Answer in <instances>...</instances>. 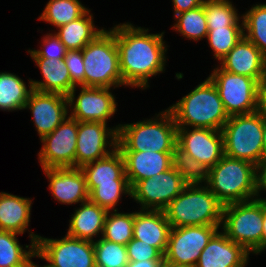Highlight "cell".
<instances>
[{
    "label": "cell",
    "instance_id": "cell-1",
    "mask_svg": "<svg viewBox=\"0 0 266 267\" xmlns=\"http://www.w3.org/2000/svg\"><path fill=\"white\" fill-rule=\"evenodd\" d=\"M119 50L120 72L126 85L146 87L148 77L163 71L164 43L162 34H147V30L131 24L113 30Z\"/></svg>",
    "mask_w": 266,
    "mask_h": 267
},
{
    "label": "cell",
    "instance_id": "cell-2",
    "mask_svg": "<svg viewBox=\"0 0 266 267\" xmlns=\"http://www.w3.org/2000/svg\"><path fill=\"white\" fill-rule=\"evenodd\" d=\"M161 114L164 121H143L111 130L114 148L120 151L174 152L177 147V126L170 110ZM166 119V120H165Z\"/></svg>",
    "mask_w": 266,
    "mask_h": 267
},
{
    "label": "cell",
    "instance_id": "cell-3",
    "mask_svg": "<svg viewBox=\"0 0 266 267\" xmlns=\"http://www.w3.org/2000/svg\"><path fill=\"white\" fill-rule=\"evenodd\" d=\"M169 110L177 127L192 125L195 128L221 131L229 118L218 89L210 78L170 107Z\"/></svg>",
    "mask_w": 266,
    "mask_h": 267
},
{
    "label": "cell",
    "instance_id": "cell-4",
    "mask_svg": "<svg viewBox=\"0 0 266 267\" xmlns=\"http://www.w3.org/2000/svg\"><path fill=\"white\" fill-rule=\"evenodd\" d=\"M195 186L187 184L163 210L171 227L219 226L222 222L224 205L208 187Z\"/></svg>",
    "mask_w": 266,
    "mask_h": 267
},
{
    "label": "cell",
    "instance_id": "cell-5",
    "mask_svg": "<svg viewBox=\"0 0 266 267\" xmlns=\"http://www.w3.org/2000/svg\"><path fill=\"white\" fill-rule=\"evenodd\" d=\"M256 171L255 164L224 155L209 169L207 183L223 205L248 201L257 194Z\"/></svg>",
    "mask_w": 266,
    "mask_h": 267
},
{
    "label": "cell",
    "instance_id": "cell-6",
    "mask_svg": "<svg viewBox=\"0 0 266 267\" xmlns=\"http://www.w3.org/2000/svg\"><path fill=\"white\" fill-rule=\"evenodd\" d=\"M221 132L225 156L256 166L264 159L263 118L257 112L229 116Z\"/></svg>",
    "mask_w": 266,
    "mask_h": 267
},
{
    "label": "cell",
    "instance_id": "cell-7",
    "mask_svg": "<svg viewBox=\"0 0 266 267\" xmlns=\"http://www.w3.org/2000/svg\"><path fill=\"white\" fill-rule=\"evenodd\" d=\"M85 87L110 88L125 84L120 72L119 50L115 33L103 30L82 49Z\"/></svg>",
    "mask_w": 266,
    "mask_h": 267
},
{
    "label": "cell",
    "instance_id": "cell-8",
    "mask_svg": "<svg viewBox=\"0 0 266 267\" xmlns=\"http://www.w3.org/2000/svg\"><path fill=\"white\" fill-rule=\"evenodd\" d=\"M226 216V217H225ZM223 229L226 236L248 252L261 251L263 200L242 201L223 206Z\"/></svg>",
    "mask_w": 266,
    "mask_h": 267
},
{
    "label": "cell",
    "instance_id": "cell-9",
    "mask_svg": "<svg viewBox=\"0 0 266 267\" xmlns=\"http://www.w3.org/2000/svg\"><path fill=\"white\" fill-rule=\"evenodd\" d=\"M30 236L36 243V255L50 262L49 267H96L93 241L68 235L61 240Z\"/></svg>",
    "mask_w": 266,
    "mask_h": 267
},
{
    "label": "cell",
    "instance_id": "cell-10",
    "mask_svg": "<svg viewBox=\"0 0 266 267\" xmlns=\"http://www.w3.org/2000/svg\"><path fill=\"white\" fill-rule=\"evenodd\" d=\"M218 89L228 116L256 112L259 82L256 79L216 69L209 77Z\"/></svg>",
    "mask_w": 266,
    "mask_h": 267
},
{
    "label": "cell",
    "instance_id": "cell-11",
    "mask_svg": "<svg viewBox=\"0 0 266 267\" xmlns=\"http://www.w3.org/2000/svg\"><path fill=\"white\" fill-rule=\"evenodd\" d=\"M219 226L171 227L164 260L174 264L195 267L202 250Z\"/></svg>",
    "mask_w": 266,
    "mask_h": 267
},
{
    "label": "cell",
    "instance_id": "cell-12",
    "mask_svg": "<svg viewBox=\"0 0 266 267\" xmlns=\"http://www.w3.org/2000/svg\"><path fill=\"white\" fill-rule=\"evenodd\" d=\"M186 185L182 176L172 166L165 172L136 182L130 188V195L142 204L143 210L150 206H153L152 210H164Z\"/></svg>",
    "mask_w": 266,
    "mask_h": 267
},
{
    "label": "cell",
    "instance_id": "cell-13",
    "mask_svg": "<svg viewBox=\"0 0 266 267\" xmlns=\"http://www.w3.org/2000/svg\"><path fill=\"white\" fill-rule=\"evenodd\" d=\"M78 121L69 117L41 140L44 144L39 152L43 169L75 166Z\"/></svg>",
    "mask_w": 266,
    "mask_h": 267
},
{
    "label": "cell",
    "instance_id": "cell-14",
    "mask_svg": "<svg viewBox=\"0 0 266 267\" xmlns=\"http://www.w3.org/2000/svg\"><path fill=\"white\" fill-rule=\"evenodd\" d=\"M177 147L209 169L224 156L223 135L215 129L195 128L188 133L177 127Z\"/></svg>",
    "mask_w": 266,
    "mask_h": 267
},
{
    "label": "cell",
    "instance_id": "cell-15",
    "mask_svg": "<svg viewBox=\"0 0 266 267\" xmlns=\"http://www.w3.org/2000/svg\"><path fill=\"white\" fill-rule=\"evenodd\" d=\"M65 103L69 104L68 96L32 89L25 108L31 109L41 139L66 119Z\"/></svg>",
    "mask_w": 266,
    "mask_h": 267
},
{
    "label": "cell",
    "instance_id": "cell-16",
    "mask_svg": "<svg viewBox=\"0 0 266 267\" xmlns=\"http://www.w3.org/2000/svg\"><path fill=\"white\" fill-rule=\"evenodd\" d=\"M222 69L256 79L259 83L266 77V57L245 36L222 59Z\"/></svg>",
    "mask_w": 266,
    "mask_h": 267
},
{
    "label": "cell",
    "instance_id": "cell-17",
    "mask_svg": "<svg viewBox=\"0 0 266 267\" xmlns=\"http://www.w3.org/2000/svg\"><path fill=\"white\" fill-rule=\"evenodd\" d=\"M110 88L84 87L74 105L71 118L78 122H102L112 116L116 110L113 95L108 92Z\"/></svg>",
    "mask_w": 266,
    "mask_h": 267
},
{
    "label": "cell",
    "instance_id": "cell-18",
    "mask_svg": "<svg viewBox=\"0 0 266 267\" xmlns=\"http://www.w3.org/2000/svg\"><path fill=\"white\" fill-rule=\"evenodd\" d=\"M44 171L50 179L49 188L55 199L67 204L89 200L86 177L81 168H47Z\"/></svg>",
    "mask_w": 266,
    "mask_h": 267
},
{
    "label": "cell",
    "instance_id": "cell-19",
    "mask_svg": "<svg viewBox=\"0 0 266 267\" xmlns=\"http://www.w3.org/2000/svg\"><path fill=\"white\" fill-rule=\"evenodd\" d=\"M248 251L230 240L226 234L215 233L202 250L195 267H244Z\"/></svg>",
    "mask_w": 266,
    "mask_h": 267
},
{
    "label": "cell",
    "instance_id": "cell-20",
    "mask_svg": "<svg viewBox=\"0 0 266 267\" xmlns=\"http://www.w3.org/2000/svg\"><path fill=\"white\" fill-rule=\"evenodd\" d=\"M130 188L138 181L158 175L173 166L174 152L120 151Z\"/></svg>",
    "mask_w": 266,
    "mask_h": 267
},
{
    "label": "cell",
    "instance_id": "cell-21",
    "mask_svg": "<svg viewBox=\"0 0 266 267\" xmlns=\"http://www.w3.org/2000/svg\"><path fill=\"white\" fill-rule=\"evenodd\" d=\"M106 133V123L78 122L75 168H82L111 153L105 151L108 136Z\"/></svg>",
    "mask_w": 266,
    "mask_h": 267
},
{
    "label": "cell",
    "instance_id": "cell-22",
    "mask_svg": "<svg viewBox=\"0 0 266 267\" xmlns=\"http://www.w3.org/2000/svg\"><path fill=\"white\" fill-rule=\"evenodd\" d=\"M171 225L163 210L134 213L133 238L166 252Z\"/></svg>",
    "mask_w": 266,
    "mask_h": 267
},
{
    "label": "cell",
    "instance_id": "cell-23",
    "mask_svg": "<svg viewBox=\"0 0 266 267\" xmlns=\"http://www.w3.org/2000/svg\"><path fill=\"white\" fill-rule=\"evenodd\" d=\"M82 171L86 177L89 193L97 185L128 182L125 175V162L120 150L115 147L112 153L94 162L84 165Z\"/></svg>",
    "mask_w": 266,
    "mask_h": 267
},
{
    "label": "cell",
    "instance_id": "cell-24",
    "mask_svg": "<svg viewBox=\"0 0 266 267\" xmlns=\"http://www.w3.org/2000/svg\"><path fill=\"white\" fill-rule=\"evenodd\" d=\"M40 67L45 82L31 81L32 88L40 92L58 93L68 96L69 105L73 103L75 86L70 79L64 60L34 58Z\"/></svg>",
    "mask_w": 266,
    "mask_h": 267
},
{
    "label": "cell",
    "instance_id": "cell-25",
    "mask_svg": "<svg viewBox=\"0 0 266 267\" xmlns=\"http://www.w3.org/2000/svg\"><path fill=\"white\" fill-rule=\"evenodd\" d=\"M82 205L73 215L67 235L72 238L93 241L91 240L92 236L100 231L103 233L108 211L90 200L83 202Z\"/></svg>",
    "mask_w": 266,
    "mask_h": 267
},
{
    "label": "cell",
    "instance_id": "cell-26",
    "mask_svg": "<svg viewBox=\"0 0 266 267\" xmlns=\"http://www.w3.org/2000/svg\"><path fill=\"white\" fill-rule=\"evenodd\" d=\"M31 201L0 193V230L23 234L30 218Z\"/></svg>",
    "mask_w": 266,
    "mask_h": 267
},
{
    "label": "cell",
    "instance_id": "cell-27",
    "mask_svg": "<svg viewBox=\"0 0 266 267\" xmlns=\"http://www.w3.org/2000/svg\"><path fill=\"white\" fill-rule=\"evenodd\" d=\"M89 14L87 10L81 17L63 25L56 34L67 50H82L86 45L94 40L102 30L95 31L92 24V15L85 18Z\"/></svg>",
    "mask_w": 266,
    "mask_h": 267
},
{
    "label": "cell",
    "instance_id": "cell-28",
    "mask_svg": "<svg viewBox=\"0 0 266 267\" xmlns=\"http://www.w3.org/2000/svg\"><path fill=\"white\" fill-rule=\"evenodd\" d=\"M16 234L0 230V267H29L30 258L36 256V243L26 252L18 244Z\"/></svg>",
    "mask_w": 266,
    "mask_h": 267
},
{
    "label": "cell",
    "instance_id": "cell-29",
    "mask_svg": "<svg viewBox=\"0 0 266 267\" xmlns=\"http://www.w3.org/2000/svg\"><path fill=\"white\" fill-rule=\"evenodd\" d=\"M24 82L11 73H0V108L6 110L24 109L29 95Z\"/></svg>",
    "mask_w": 266,
    "mask_h": 267
},
{
    "label": "cell",
    "instance_id": "cell-30",
    "mask_svg": "<svg viewBox=\"0 0 266 267\" xmlns=\"http://www.w3.org/2000/svg\"><path fill=\"white\" fill-rule=\"evenodd\" d=\"M86 11L78 0H50L40 19L61 27L78 19Z\"/></svg>",
    "mask_w": 266,
    "mask_h": 267
},
{
    "label": "cell",
    "instance_id": "cell-31",
    "mask_svg": "<svg viewBox=\"0 0 266 267\" xmlns=\"http://www.w3.org/2000/svg\"><path fill=\"white\" fill-rule=\"evenodd\" d=\"M203 6L208 31L213 28L239 27L235 8L227 0H205Z\"/></svg>",
    "mask_w": 266,
    "mask_h": 267
},
{
    "label": "cell",
    "instance_id": "cell-32",
    "mask_svg": "<svg viewBox=\"0 0 266 267\" xmlns=\"http://www.w3.org/2000/svg\"><path fill=\"white\" fill-rule=\"evenodd\" d=\"M108 213L104 221L103 239L126 246L133 238L134 213H115L111 217Z\"/></svg>",
    "mask_w": 266,
    "mask_h": 267
},
{
    "label": "cell",
    "instance_id": "cell-33",
    "mask_svg": "<svg viewBox=\"0 0 266 267\" xmlns=\"http://www.w3.org/2000/svg\"><path fill=\"white\" fill-rule=\"evenodd\" d=\"M244 36L266 57V4L256 5L243 16Z\"/></svg>",
    "mask_w": 266,
    "mask_h": 267
},
{
    "label": "cell",
    "instance_id": "cell-34",
    "mask_svg": "<svg viewBox=\"0 0 266 267\" xmlns=\"http://www.w3.org/2000/svg\"><path fill=\"white\" fill-rule=\"evenodd\" d=\"M173 166L187 184L198 185L202 180L208 181L209 168L178 147L173 153Z\"/></svg>",
    "mask_w": 266,
    "mask_h": 267
},
{
    "label": "cell",
    "instance_id": "cell-35",
    "mask_svg": "<svg viewBox=\"0 0 266 267\" xmlns=\"http://www.w3.org/2000/svg\"><path fill=\"white\" fill-rule=\"evenodd\" d=\"M96 267H126L129 262L124 245L100 239L94 242Z\"/></svg>",
    "mask_w": 266,
    "mask_h": 267
},
{
    "label": "cell",
    "instance_id": "cell-36",
    "mask_svg": "<svg viewBox=\"0 0 266 267\" xmlns=\"http://www.w3.org/2000/svg\"><path fill=\"white\" fill-rule=\"evenodd\" d=\"M176 18L178 23L174 28L178 29L183 36L195 40L207 37L208 28L203 5L177 14Z\"/></svg>",
    "mask_w": 266,
    "mask_h": 267
},
{
    "label": "cell",
    "instance_id": "cell-37",
    "mask_svg": "<svg viewBox=\"0 0 266 267\" xmlns=\"http://www.w3.org/2000/svg\"><path fill=\"white\" fill-rule=\"evenodd\" d=\"M243 36L244 32L240 27L213 28L207 33L211 48L219 60H222Z\"/></svg>",
    "mask_w": 266,
    "mask_h": 267
},
{
    "label": "cell",
    "instance_id": "cell-38",
    "mask_svg": "<svg viewBox=\"0 0 266 267\" xmlns=\"http://www.w3.org/2000/svg\"><path fill=\"white\" fill-rule=\"evenodd\" d=\"M130 195L128 182H115V184L97 185L90 193L89 200L109 211L115 207L122 193Z\"/></svg>",
    "mask_w": 266,
    "mask_h": 267
},
{
    "label": "cell",
    "instance_id": "cell-39",
    "mask_svg": "<svg viewBox=\"0 0 266 267\" xmlns=\"http://www.w3.org/2000/svg\"><path fill=\"white\" fill-rule=\"evenodd\" d=\"M129 261L164 260V255L155 247L132 238L127 244Z\"/></svg>",
    "mask_w": 266,
    "mask_h": 267
},
{
    "label": "cell",
    "instance_id": "cell-40",
    "mask_svg": "<svg viewBox=\"0 0 266 267\" xmlns=\"http://www.w3.org/2000/svg\"><path fill=\"white\" fill-rule=\"evenodd\" d=\"M64 61L69 70L72 84L75 86L78 83V85L85 87V69L82 50H68Z\"/></svg>",
    "mask_w": 266,
    "mask_h": 267
},
{
    "label": "cell",
    "instance_id": "cell-41",
    "mask_svg": "<svg viewBox=\"0 0 266 267\" xmlns=\"http://www.w3.org/2000/svg\"><path fill=\"white\" fill-rule=\"evenodd\" d=\"M45 46H49L46 50L31 51L32 58H48V59H59L64 60L67 53L66 47L62 44L59 37L55 34L49 35L44 40Z\"/></svg>",
    "mask_w": 266,
    "mask_h": 267
},
{
    "label": "cell",
    "instance_id": "cell-42",
    "mask_svg": "<svg viewBox=\"0 0 266 267\" xmlns=\"http://www.w3.org/2000/svg\"><path fill=\"white\" fill-rule=\"evenodd\" d=\"M256 112L266 118V77L259 83Z\"/></svg>",
    "mask_w": 266,
    "mask_h": 267
},
{
    "label": "cell",
    "instance_id": "cell-43",
    "mask_svg": "<svg viewBox=\"0 0 266 267\" xmlns=\"http://www.w3.org/2000/svg\"><path fill=\"white\" fill-rule=\"evenodd\" d=\"M175 15L203 5L204 0H173Z\"/></svg>",
    "mask_w": 266,
    "mask_h": 267
},
{
    "label": "cell",
    "instance_id": "cell-44",
    "mask_svg": "<svg viewBox=\"0 0 266 267\" xmlns=\"http://www.w3.org/2000/svg\"><path fill=\"white\" fill-rule=\"evenodd\" d=\"M258 169L262 172L260 175H256V193H258V190L261 188H266V158L257 165V170Z\"/></svg>",
    "mask_w": 266,
    "mask_h": 267
},
{
    "label": "cell",
    "instance_id": "cell-45",
    "mask_svg": "<svg viewBox=\"0 0 266 267\" xmlns=\"http://www.w3.org/2000/svg\"><path fill=\"white\" fill-rule=\"evenodd\" d=\"M165 260L129 261L126 267H162Z\"/></svg>",
    "mask_w": 266,
    "mask_h": 267
},
{
    "label": "cell",
    "instance_id": "cell-46",
    "mask_svg": "<svg viewBox=\"0 0 266 267\" xmlns=\"http://www.w3.org/2000/svg\"><path fill=\"white\" fill-rule=\"evenodd\" d=\"M266 248V200L263 199V232L261 237V251Z\"/></svg>",
    "mask_w": 266,
    "mask_h": 267
},
{
    "label": "cell",
    "instance_id": "cell-47",
    "mask_svg": "<svg viewBox=\"0 0 266 267\" xmlns=\"http://www.w3.org/2000/svg\"><path fill=\"white\" fill-rule=\"evenodd\" d=\"M263 152L264 159L266 158V118H263Z\"/></svg>",
    "mask_w": 266,
    "mask_h": 267
},
{
    "label": "cell",
    "instance_id": "cell-48",
    "mask_svg": "<svg viewBox=\"0 0 266 267\" xmlns=\"http://www.w3.org/2000/svg\"><path fill=\"white\" fill-rule=\"evenodd\" d=\"M162 267H189V266H182V265H174V264H171L167 261H164Z\"/></svg>",
    "mask_w": 266,
    "mask_h": 267
},
{
    "label": "cell",
    "instance_id": "cell-49",
    "mask_svg": "<svg viewBox=\"0 0 266 267\" xmlns=\"http://www.w3.org/2000/svg\"><path fill=\"white\" fill-rule=\"evenodd\" d=\"M29 267H38L37 265L33 264L32 262H30ZM44 267H49L48 265L44 266Z\"/></svg>",
    "mask_w": 266,
    "mask_h": 267
}]
</instances>
